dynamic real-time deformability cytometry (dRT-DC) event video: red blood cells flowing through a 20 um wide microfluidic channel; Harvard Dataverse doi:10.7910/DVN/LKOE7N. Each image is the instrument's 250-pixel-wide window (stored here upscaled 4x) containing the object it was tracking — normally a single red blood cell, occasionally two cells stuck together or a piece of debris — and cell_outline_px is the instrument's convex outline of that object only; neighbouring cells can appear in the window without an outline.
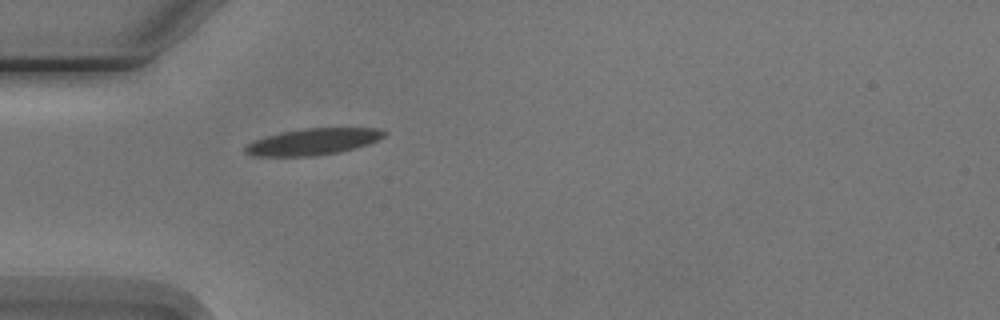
{"species": "Egyptian fruit bat (a non-hibernating species)", "species_latin": "Rousettus aegyptiacus", "temperature_condition": "cold", "stored_images_in_passage": 2, "camera_frame_rate_fps": 3000, "um_per_image_px": 0.085, "animal": {"sex": "male"}, "frame": {"image": 1, "passage_image": 2, "time_ms": 1.333, "image_size_px": [1000, 320], "cell_outline_px": [[384, 136], [368, 144], [336, 152], [312, 156], [256, 156], [244, 152], [244, 148], [248, 144], [256, 140], [268, 136], [284, 132], [304, 128], [380, 128], [384, 132]], "centroid_in_image_um": [26.59, 12.04], "position_along_channel_um": 58.4, "area_um2": 20.87}}